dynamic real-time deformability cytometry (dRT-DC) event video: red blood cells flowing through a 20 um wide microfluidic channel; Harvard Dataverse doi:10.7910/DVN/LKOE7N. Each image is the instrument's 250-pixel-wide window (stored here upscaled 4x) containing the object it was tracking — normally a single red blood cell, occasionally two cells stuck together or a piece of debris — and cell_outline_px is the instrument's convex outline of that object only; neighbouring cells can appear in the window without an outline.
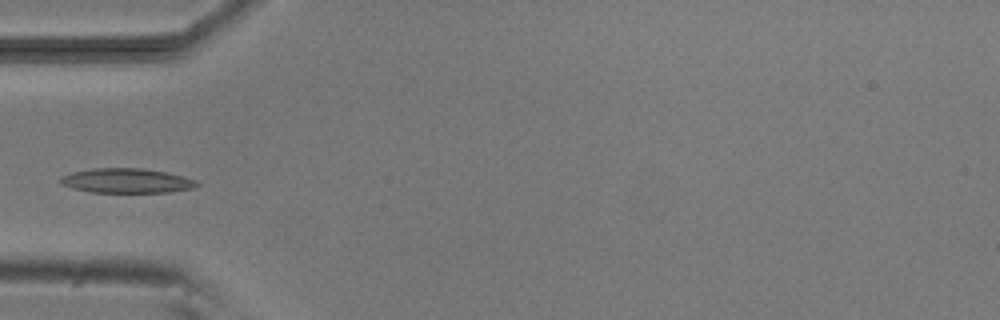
{"species": "common noctule bat (a hibernating species)", "species_latin": "Nyctalus noctula", "temperature_condition": "room temperature", "stored_images_in_passage": 6, "camera_frame_rate_fps": 3000, "um_per_image_px": 0.085, "animal": {"sex": "male", "body_mass_g": 20.5, "forearm_length_mm": 52.5}, "frame": {"image": 1, "passage_image": 3, "time_ms": 2.333, "image_size_px": [1000, 320], "cell_outline_px": [[200, 184], [192, 188], [168, 192], [92, 192], [72, 188], [60, 184], [60, 176], [72, 172], [92, 168], [144, 168], [184, 176], [196, 180]], "centroid_in_image_um": [10.74, 15.35], "position_along_channel_um": 74.3, "area_um2": 19.54}}
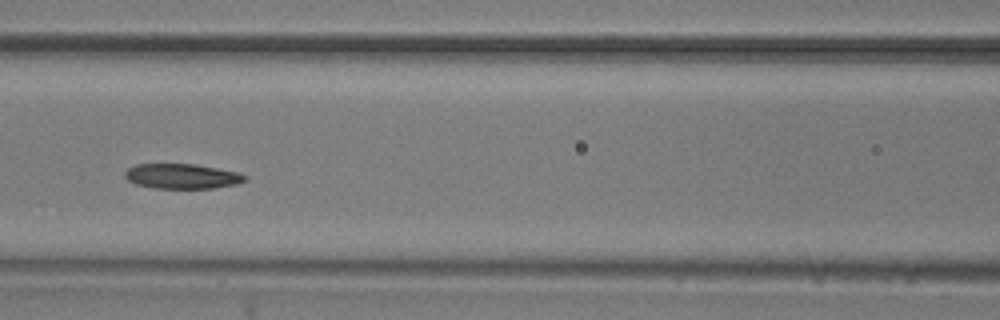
{"frame": {"image": 2, "passage_image": 5, "time_ms": 4.333, "image_size_px": [1000, 320], "cell_outline_px": [[248, 180], [236, 184], [216, 188], [152, 188], [136, 184], [128, 180], [124, 176], [124, 172], [128, 168], [136, 164], [192, 164], [216, 168], [236, 172], [248, 176]], "centroid_in_image_um": [15.47, 14.98], "position_along_channel_um": 151.1, "area_um2": 17.46}}
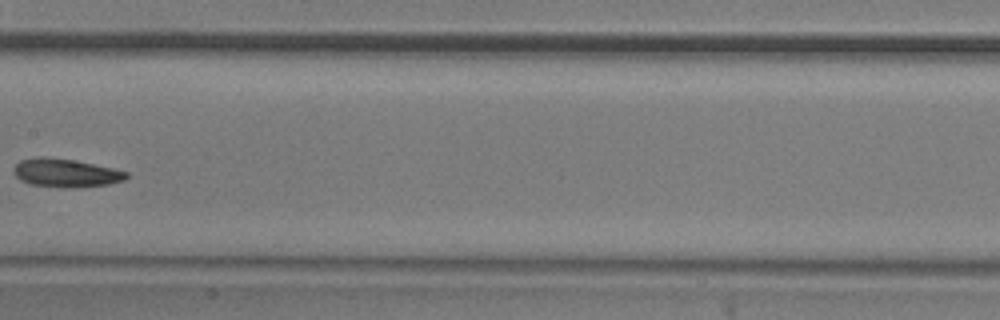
{"frame": {"image": 3, "passage_image": 6, "time_ms": 5.667, "image_size_px": [1000, 320], "cell_outline_px": [[128, 176], [124, 180], [108, 184], [76, 188], [60, 188], [32, 184], [20, 180], [12, 172], [12, 168], [20, 160], [40, 156], [72, 160], [112, 168], [128, 172]], "centroid_in_image_um": [5.55, 14.71], "position_along_channel_um": 201.8, "area_um2": 18.61}}